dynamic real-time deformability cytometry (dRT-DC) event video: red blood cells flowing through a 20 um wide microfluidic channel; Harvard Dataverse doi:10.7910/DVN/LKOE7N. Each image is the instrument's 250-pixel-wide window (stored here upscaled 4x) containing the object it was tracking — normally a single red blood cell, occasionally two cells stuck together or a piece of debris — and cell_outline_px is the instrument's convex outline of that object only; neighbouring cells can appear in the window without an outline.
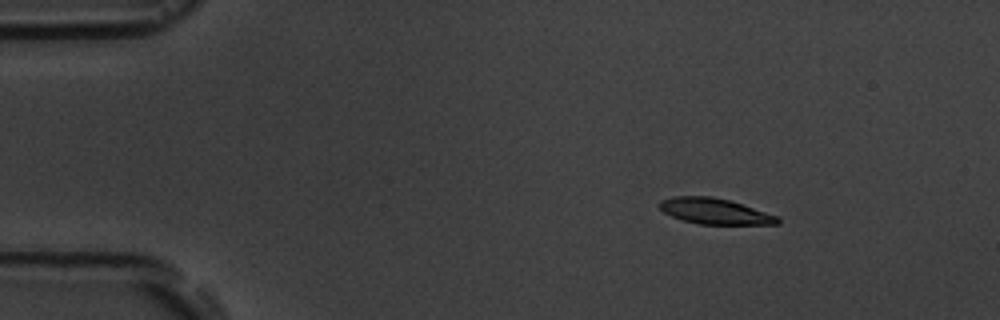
{"species": "common noctule bat (a hibernating species)", "species_latin": "Nyctalus noctula", "temperature_condition": "room temperature", "stored_images_in_passage": 6, "camera_frame_rate_fps": 3000, "um_per_image_px": 0.085, "animal": {"sex": "male", "body_mass_g": 19.5, "forearm_length_mm": 54.6}, "frame": {"image": 1, "passage_image": 2, "time_ms": 2.0, "image_size_px": [1000, 320], "cell_outline_px": [[780, 224], [700, 224], [684, 220], [672, 216], [664, 212], [656, 204], [660, 200], [672, 196], [712, 196], [728, 200], [776, 216], [780, 220]], "centroid_in_image_um": [60.68, 17.94], "position_along_channel_um": 24.3, "area_um2": 17.46}}
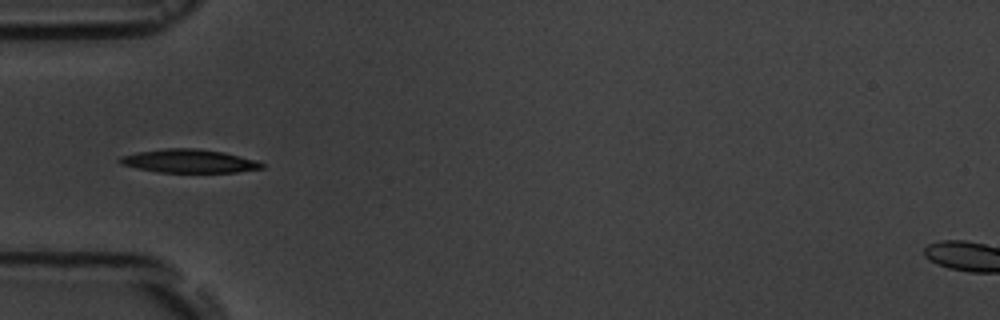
{"frame": {"image": 2, "passage_image": 5, "time_ms": 5.333, "image_size_px": [1000, 320], "cell_outline_px": [[264, 168], [236, 172], [160, 172], [136, 168], [120, 164], [116, 160], [120, 156], [136, 152], [164, 148], [196, 148], [224, 152], [256, 160], [264, 164]], "centroid_in_image_um": [16.03, 13.68], "position_along_channel_um": 69.0, "area_um2": 19.48}}
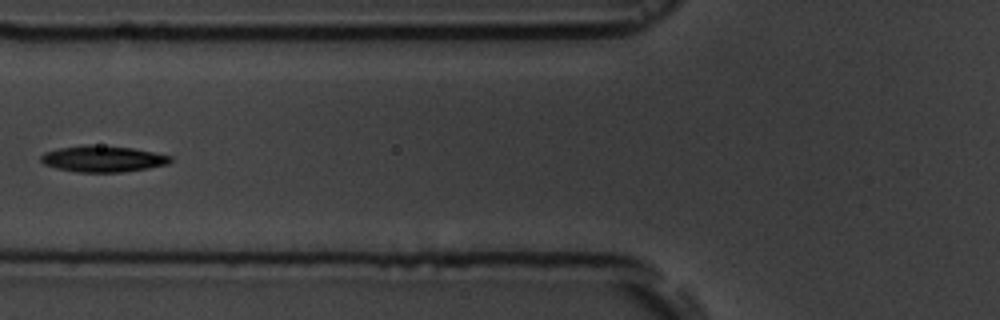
{"frame": {"image": 3, "passage_image": 6, "time_ms": 6.667, "image_size_px": [1000, 320], "cell_outline_px": [[172, 160], [168, 164], [148, 168], [120, 172], [80, 172], [56, 168], [44, 164], [40, 160], [40, 156], [44, 152], [60, 148], [88, 144], [132, 148], [172, 156]], "centroid_in_image_um": [8.73, 13.5], "position_along_channel_um": 117.1, "area_um2": 19.65}}